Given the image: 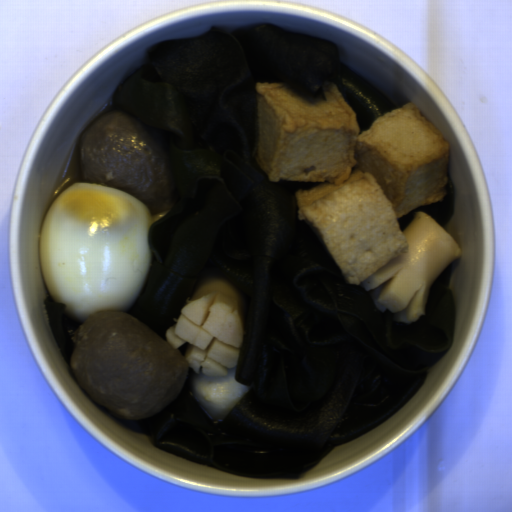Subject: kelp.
I'll return each instance as SVG.
<instances>
[{"mask_svg":"<svg viewBox=\"0 0 512 512\" xmlns=\"http://www.w3.org/2000/svg\"><path fill=\"white\" fill-rule=\"evenodd\" d=\"M43 306L50 334L56 347L61 357L69 365H72L76 348V334L88 317L81 321L66 318L64 304L54 302L48 295L43 299Z\"/></svg>","mask_w":512,"mask_h":512,"instance_id":"2","label":"kelp"},{"mask_svg":"<svg viewBox=\"0 0 512 512\" xmlns=\"http://www.w3.org/2000/svg\"><path fill=\"white\" fill-rule=\"evenodd\" d=\"M336 43L271 22L214 25L151 45L115 87L108 114L134 118L163 150L177 182L171 209L152 215L150 266L122 310L161 338L212 279L245 308L234 380L245 394L212 422L190 389L198 372L143 420L119 419L153 448L238 477L298 478L329 451L389 419L453 345L450 262L412 323L381 311L363 280L349 284L322 238L299 219L297 192L320 182L271 181L258 161V83L327 101L336 85L359 135L407 105L345 64Z\"/></svg>","mask_w":512,"mask_h":512,"instance_id":"1","label":"kelp"},{"mask_svg":"<svg viewBox=\"0 0 512 512\" xmlns=\"http://www.w3.org/2000/svg\"><path fill=\"white\" fill-rule=\"evenodd\" d=\"M456 211V191L452 180L447 178L444 197L436 204H421L397 218L398 228L402 233L415 220L417 212H426L444 229L454 217Z\"/></svg>","mask_w":512,"mask_h":512,"instance_id":"3","label":"kelp"}]
</instances>
